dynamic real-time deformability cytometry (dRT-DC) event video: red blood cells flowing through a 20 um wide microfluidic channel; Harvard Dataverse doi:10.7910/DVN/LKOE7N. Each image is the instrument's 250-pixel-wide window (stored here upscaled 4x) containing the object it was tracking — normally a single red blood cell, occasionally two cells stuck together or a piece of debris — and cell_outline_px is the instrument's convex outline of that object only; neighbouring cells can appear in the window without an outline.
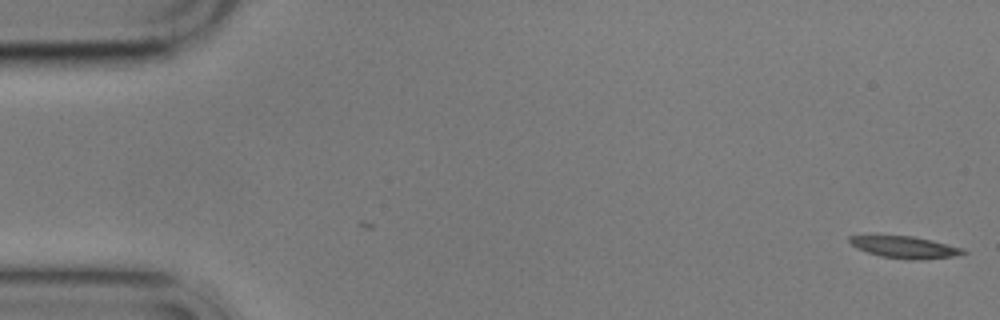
{"species": "common noctule bat (a hibernating species)", "species_latin": "Nyctalus noctula", "temperature_condition": "cold", "stored_images_in_passage": 9, "camera_frame_rate_fps": 3000, "um_per_image_px": 0.085, "animal": {"sex": "male", "body_mass_g": 17.9}, "frame": {"image": 1, "passage_image": 1, "time_ms": 0.0, "image_size_px": [1000, 320], "cell_outline_px": [[968, 252], [952, 256], [920, 260], [880, 256], [856, 248], [848, 240], [848, 236], [912, 236], [932, 240], [964, 248]], "centroid_in_image_um": [76.94, 21.01], "position_along_channel_um": 8.1, "area_um2": 14.22}}
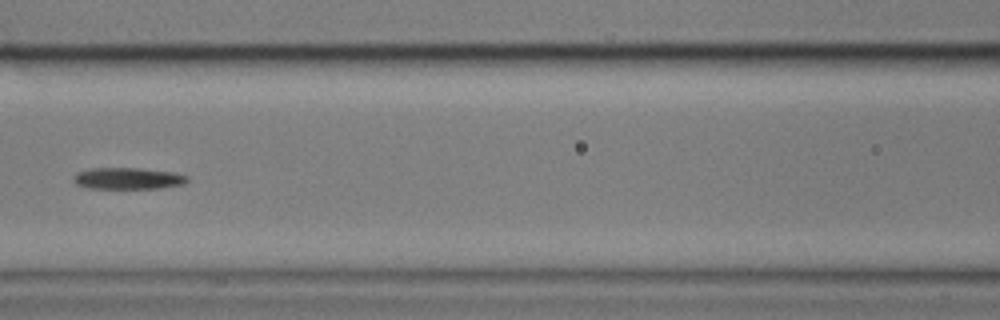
{"frame": {"image": 2, "passage_image": 8, "time_ms": 8.0, "image_size_px": [1000, 320], "cell_outline_px": [[188, 180], [184, 184], [160, 188], [88, 188], [76, 184], [72, 180], [72, 176], [76, 172], [92, 168], [136, 168], [172, 172], [188, 176]], "centroid_in_image_um": [10.83, 15.16], "position_along_channel_um": 155.8, "area_um2": 14.28}}